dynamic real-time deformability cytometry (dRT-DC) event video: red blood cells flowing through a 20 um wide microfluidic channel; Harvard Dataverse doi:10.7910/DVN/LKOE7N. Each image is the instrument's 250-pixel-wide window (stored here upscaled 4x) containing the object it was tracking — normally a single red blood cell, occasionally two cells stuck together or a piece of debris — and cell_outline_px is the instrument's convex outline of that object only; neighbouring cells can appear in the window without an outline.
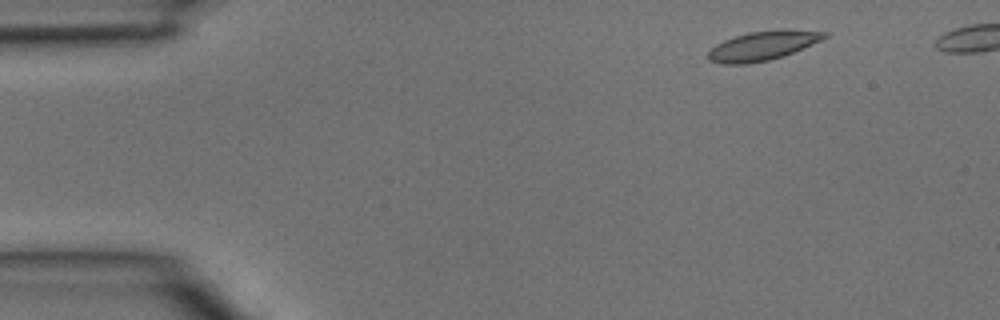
{"species": "common noctule bat (a hibernating species)", "species_latin": "Nyctalus noctula", "temperature_condition": "room temperature", "stored_images_in_passage": 4, "camera_frame_rate_fps": 3000, "um_per_image_px": 0.085, "animal": {"sex": "male", "body_mass_g": 15.6}, "frame": {"image": 1, "passage_image": 1, "time_ms": 0.0, "image_size_px": [1000, 320], "cell_outline_px": [[828, 36], [812, 44], [784, 56], [768, 60], [748, 64], [720, 64], [708, 60], [708, 52], [716, 44], [724, 40], [748, 32], [784, 28], [828, 32]], "centroid_in_image_um": [64.84, 3.88], "position_along_channel_um": 20.2, "area_um2": 19.94}}